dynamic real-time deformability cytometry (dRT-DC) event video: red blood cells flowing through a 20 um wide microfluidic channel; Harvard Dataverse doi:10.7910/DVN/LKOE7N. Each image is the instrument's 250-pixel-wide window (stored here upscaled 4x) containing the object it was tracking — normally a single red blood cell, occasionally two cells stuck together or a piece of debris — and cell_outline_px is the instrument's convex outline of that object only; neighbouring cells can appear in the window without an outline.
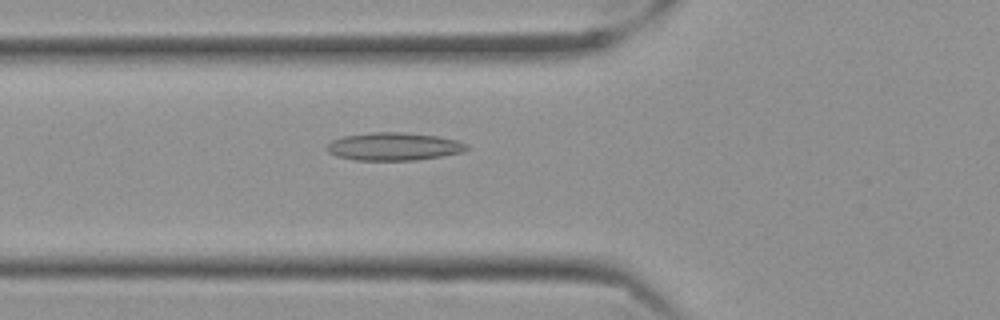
{"species": "Egyptian fruit bat (a non-hibernating species)", "species_latin": "Rousettus aegyptiacus", "temperature_condition": "cold", "stored_images_in_passage": 45, "camera_frame_rate_fps": 3000, "um_per_image_px": 0.085, "frame": {"image": 1, "passage_image": 9, "time_ms": 2.667, "image_size_px": [1000, 320], "cell_outline_px": [[468, 148], [464, 152], [416, 160], [356, 160], [336, 156], [328, 152], [324, 148], [332, 140], [344, 136], [372, 132], [404, 132], [440, 136], [460, 140], [468, 144]], "centroid_in_image_um": [33.5, 12.44], "position_along_channel_um": 92.3, "area_um2": 22.95}}
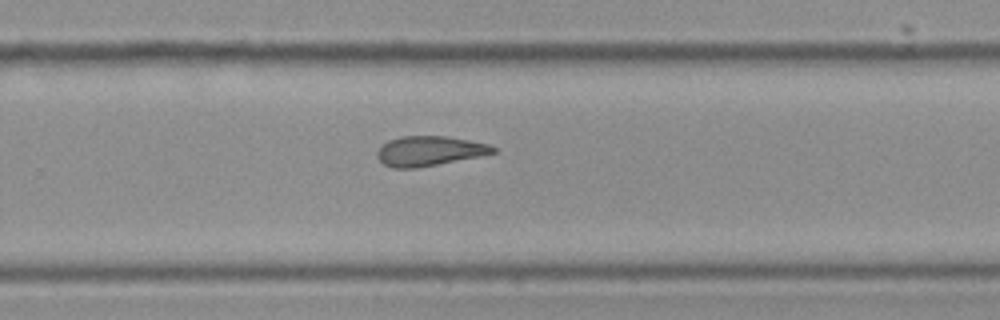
{"frame": {"image": 2, "passage_image": 26, "time_ms": 8.333, "image_size_px": [1000, 320], "cell_outline_px": [[496, 152], [480, 156], [416, 168], [392, 168], [384, 164], [376, 156], [376, 152], [388, 140], [400, 136], [448, 136], [488, 144], [496, 148]], "centroid_in_image_um": [36.48, 12.83], "position_along_channel_um": 293.3, "area_um2": 20.0}}
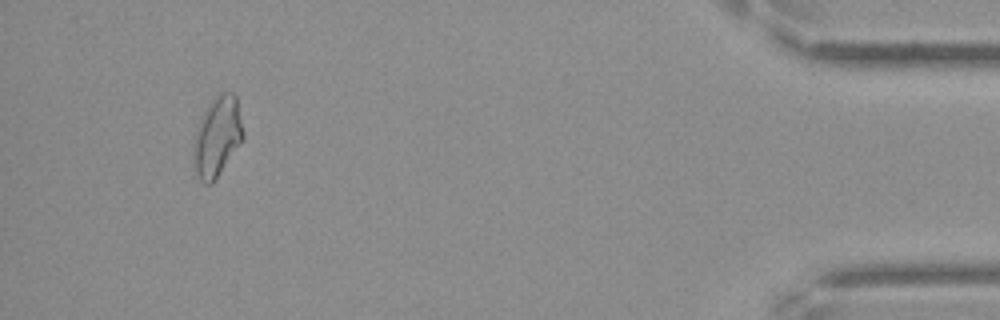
{"frame": {"image": 3, "passage_image": 42, "time_ms": 13.667, "image_size_px": [1000, 320], "cell_outline_px": [[244, 140], [212, 184], [204, 184], [200, 180], [196, 172], [192, 156], [192, 140], [196, 128], [208, 104], [216, 92], [232, 92], [236, 96], [244, 132]], "centroid_in_image_um": [18.45, 11.61], "position_along_channel_um": 416.7, "area_um2": 23.64}, "authors_computed_cell_mechanics": {"area_um2": 20.8658, "velocity_mm_per_s": 3.5352, "shape_relaxation_time_tau1_ms": null, "shape_relaxation_time_tau2_ms": 6.8104, "deformation_change_tau1": null, "deformation_change_tau2": 0.1628}}